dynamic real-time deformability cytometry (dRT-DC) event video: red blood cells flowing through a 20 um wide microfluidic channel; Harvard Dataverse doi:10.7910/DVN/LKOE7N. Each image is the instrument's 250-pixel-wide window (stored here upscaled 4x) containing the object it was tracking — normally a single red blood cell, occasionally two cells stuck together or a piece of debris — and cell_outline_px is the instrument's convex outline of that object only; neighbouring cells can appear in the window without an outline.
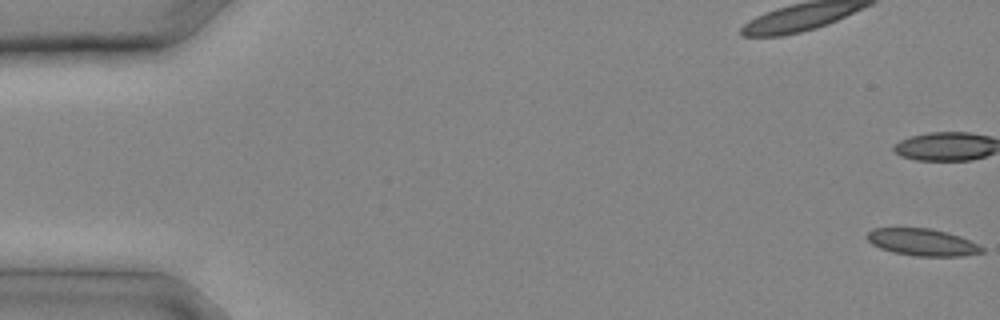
{"species": "common noctule bat (a hibernating species)", "species_latin": "Nyctalus noctula", "temperature_condition": "cold", "stored_images_in_passage": 12, "camera_frame_rate_fps": 3000, "um_per_image_px": 0.085, "animal": {"sex": "male", "body_mass_g": 20.4}, "frame": {"image": 1, "passage_image": 1, "time_ms": 0.0, "image_size_px": [1000, 320], "cell_outline_px": [[984, 252], [964, 256], [916, 256], [892, 252], [880, 248], [872, 244], [868, 240], [868, 232], [872, 228], [928, 228], [960, 236], [984, 248]], "centroid_in_image_um": [78.39, 20.6], "position_along_channel_um": 6.6, "area_um2": 17.92}}